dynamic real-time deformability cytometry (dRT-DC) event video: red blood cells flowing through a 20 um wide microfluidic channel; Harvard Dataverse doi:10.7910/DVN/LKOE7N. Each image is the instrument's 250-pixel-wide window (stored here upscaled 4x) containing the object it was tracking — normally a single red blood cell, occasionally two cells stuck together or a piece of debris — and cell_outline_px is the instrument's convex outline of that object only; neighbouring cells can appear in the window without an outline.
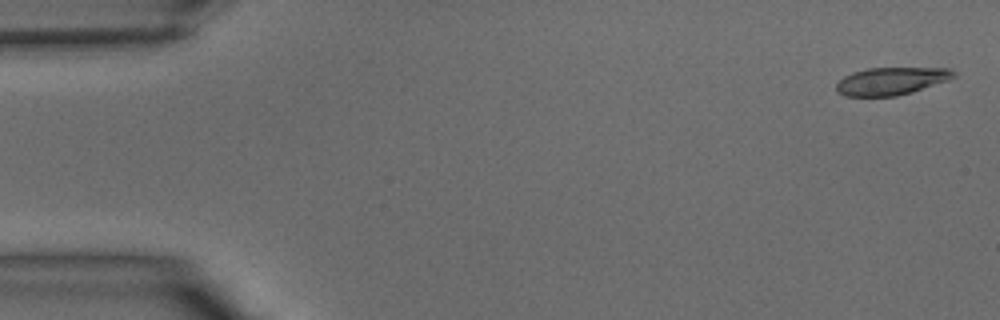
{"species": "common noctule bat (a hibernating species)", "species_latin": "Nyctalus noctula", "temperature_condition": "warm", "stored_images_in_passage": 39, "camera_frame_rate_fps": 3000, "um_per_image_px": 0.085, "animal": {"sex": "male", "body_mass_g": 15.6}, "frame": {"image": 1, "passage_image": 1, "time_ms": 0.0, "image_size_px": [1000, 320], "cell_outline_px": [[956, 76], [948, 80], [912, 92], [896, 96], [844, 96], [836, 92], [836, 84], [844, 76], [852, 72], [868, 68], [948, 68], [956, 72]], "centroid_in_image_um": [75.74, 6.89], "position_along_channel_um": 9.3, "area_um2": 18.9}}
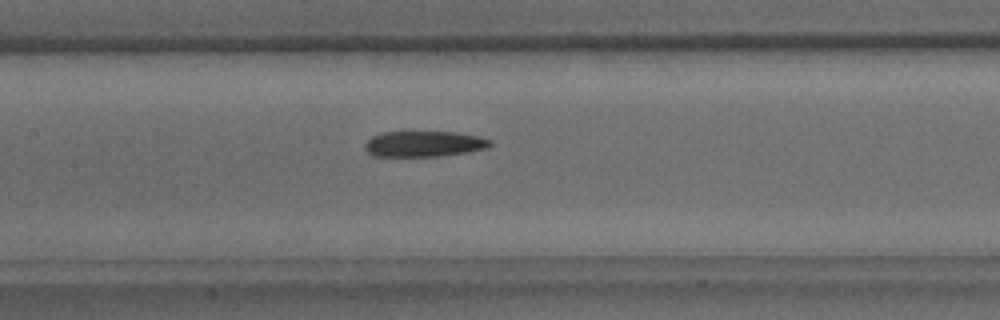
{"frame": {"image": 2, "passage_image": 18, "time_ms": 5.667, "image_size_px": [1000, 320], "cell_outline_px": [[492, 144], [484, 148], [464, 152], [440, 156], [372, 156], [364, 148], [364, 144], [372, 136], [380, 132], [412, 128], [456, 132], [476, 136], [492, 140]], "centroid_in_image_um": [35.94, 12.16], "position_along_channel_um": 171.5, "area_um2": 19.71}}
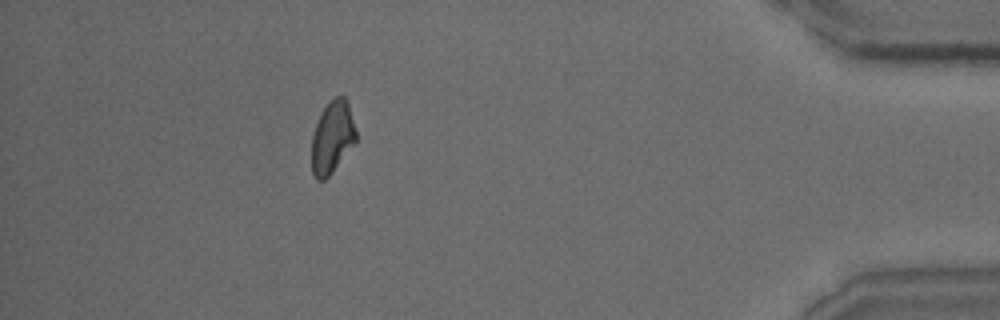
{"frame": {"image": 3, "passage_image": 35, "time_ms": 11.333, "image_size_px": [1000, 320], "cell_outline_px": [[356, 144], [332, 172], [324, 180], [316, 180], [312, 172], [312, 132], [320, 112], [328, 100], [336, 96], [344, 96], [348, 100], [356, 132]], "centroid_in_image_um": [28.24, 11.64], "position_along_channel_um": 407.0, "area_um2": 19.13}}